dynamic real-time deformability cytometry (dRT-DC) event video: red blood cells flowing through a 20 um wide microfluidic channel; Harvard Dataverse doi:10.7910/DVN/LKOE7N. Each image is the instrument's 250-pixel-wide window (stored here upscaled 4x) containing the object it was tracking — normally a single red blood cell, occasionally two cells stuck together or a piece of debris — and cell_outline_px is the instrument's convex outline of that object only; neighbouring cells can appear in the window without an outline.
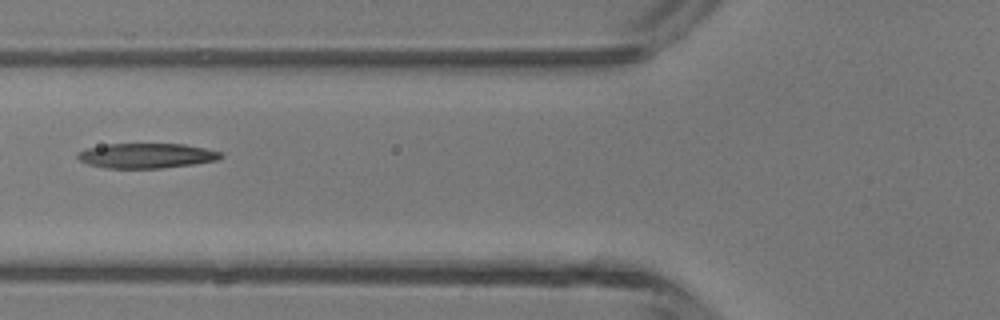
{"species": "common noctule bat (a hibernating species)", "species_latin": "Nyctalus noctula", "temperature_condition": "room temperature", "stored_images_in_passage": 5, "camera_frame_rate_fps": 3000, "um_per_image_px": 0.085, "animal": {"sex": "male", "body_mass_g": 13.3}, "frame": {"image": 1, "passage_image": 4, "time_ms": 3.667, "image_size_px": [1000, 320], "cell_outline_px": [[224, 156], [216, 160], [192, 164], [160, 168], [104, 168], [88, 164], [80, 160], [76, 156], [76, 152], [88, 148], [108, 144], [184, 144], [204, 148], [220, 152]], "centroid_in_image_um": [12.41, 13.23], "position_along_channel_um": 113.4, "area_um2": 20.63}}
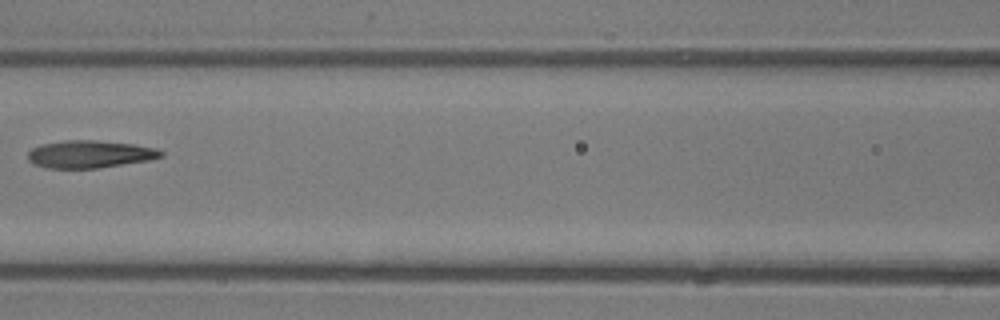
{"frame": {"image": 2, "passage_image": 5, "time_ms": 4.667, "image_size_px": [1000, 320], "cell_outline_px": [[164, 156], [148, 160], [96, 168], [48, 168], [32, 164], [28, 160], [28, 152], [32, 148], [40, 144], [64, 140], [96, 140], [132, 144], [156, 148], [164, 152]], "centroid_in_image_um": [7.6, 13.1], "position_along_channel_um": 159.0, "area_um2": 21.33}}